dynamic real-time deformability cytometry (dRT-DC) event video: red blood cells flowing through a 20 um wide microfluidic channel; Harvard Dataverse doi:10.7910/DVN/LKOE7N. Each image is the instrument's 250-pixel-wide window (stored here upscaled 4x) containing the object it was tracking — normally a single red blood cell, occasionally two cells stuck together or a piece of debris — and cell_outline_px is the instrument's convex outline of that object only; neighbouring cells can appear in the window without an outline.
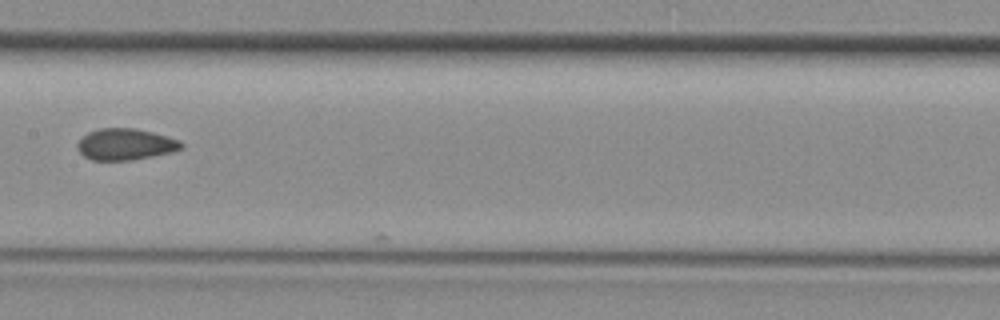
{"species": "common noctule bat (a hibernating species)", "species_latin": "Nyctalus noctula", "temperature_condition": "room temperature", "stored_images_in_passage": 25, "camera_frame_rate_fps": 3000, "um_per_image_px": 0.085, "animal": {"sex": "female", "body_mass_g": 29.2, "forearm_length_mm": 56.3}, "frame": {"image": 1, "passage_image": 24, "time_ms": 7.667, "image_size_px": [1000, 320], "cell_outline_px": [[184, 148], [172, 152], [132, 160], [92, 160], [84, 156], [76, 148], [76, 144], [88, 132], [100, 128], [136, 128], [152, 132], [180, 140], [184, 144]], "centroid_in_image_um": [10.67, 12.26], "position_along_channel_um": 196.7, "area_um2": 19.07}}